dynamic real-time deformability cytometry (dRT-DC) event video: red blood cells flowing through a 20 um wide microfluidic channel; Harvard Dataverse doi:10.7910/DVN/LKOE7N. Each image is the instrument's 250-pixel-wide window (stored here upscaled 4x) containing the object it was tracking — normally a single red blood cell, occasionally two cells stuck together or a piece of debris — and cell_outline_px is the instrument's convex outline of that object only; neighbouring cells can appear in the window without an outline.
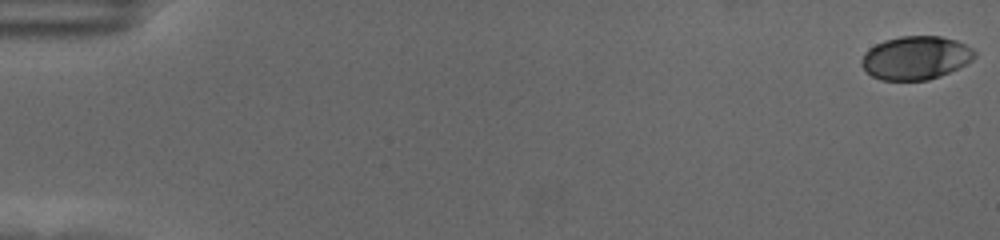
{"species": "human", "species_latin": "Homo sapiens", "temperature_condition": "cold", "stored_images_in_passage": 57, "camera_frame_rate_fps": 3000, "um_per_image_px": 0.085, "donor": {"sex": "female"}, "frame": {"image": 1, "passage_image": 1, "time_ms": 0.0, "image_size_px": [1000, 240], "cell_outline_px": [[976, 56], [972, 60], [940, 76], [928, 80], [880, 80], [872, 76], [860, 64], [860, 60], [864, 52], [868, 48], [884, 40], [900, 36], [940, 36], [956, 40], [972, 48], [976, 52]], "centroid_in_image_um": [77.8, 4.91], "position_along_channel_um": 7.2, "area_um2": 28.61}}
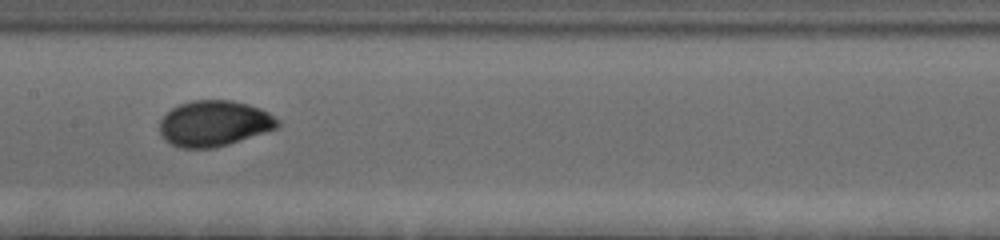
{"frame": {"image": 2, "passage_image": 31, "time_ms": 10.0, "image_size_px": [1000, 240], "cell_outline_px": [[280, 124], [276, 128], [216, 148], [180, 148], [164, 140], [160, 132], [160, 120], [172, 108], [180, 104], [192, 100], [232, 100], [248, 104], [260, 108], [268, 112], [280, 120]], "centroid_in_image_um": [18.2, 10.49], "position_along_channel_um": 189.2, "area_um2": 31.39}}
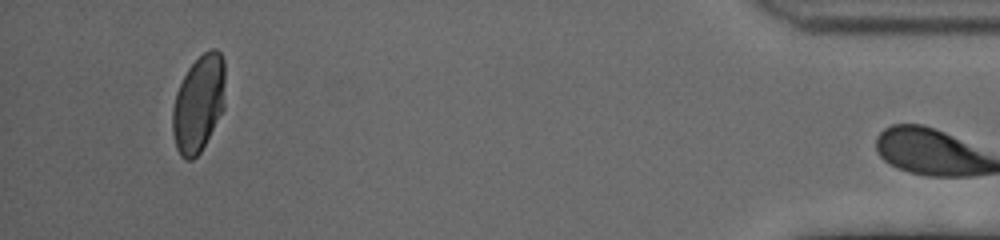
{"frame": {"image": 3, "passage_image": 56, "time_ms": 18.333, "image_size_px": [1000, 240], "cell_outline_px": [[224, 108], [200, 152], [192, 160], [184, 160], [180, 156], [176, 148], [172, 132], [172, 108], [176, 92], [188, 68], [204, 52], [212, 48], [216, 48], [220, 52], [224, 60]], "centroid_in_image_um": [16.86, 8.81], "position_along_channel_um": 418.3, "area_um2": 29.71}}